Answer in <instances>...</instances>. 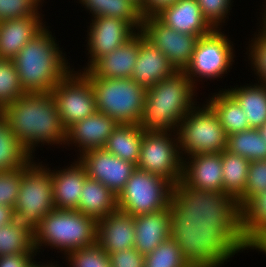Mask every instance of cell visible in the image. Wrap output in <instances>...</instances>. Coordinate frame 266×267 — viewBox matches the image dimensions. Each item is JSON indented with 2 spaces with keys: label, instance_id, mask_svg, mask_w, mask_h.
Instances as JSON below:
<instances>
[{
  "label": "cell",
  "instance_id": "1",
  "mask_svg": "<svg viewBox=\"0 0 266 267\" xmlns=\"http://www.w3.org/2000/svg\"><path fill=\"white\" fill-rule=\"evenodd\" d=\"M219 231L204 216H193L176 234L145 256L144 267H221Z\"/></svg>",
  "mask_w": 266,
  "mask_h": 267
},
{
  "label": "cell",
  "instance_id": "2",
  "mask_svg": "<svg viewBox=\"0 0 266 267\" xmlns=\"http://www.w3.org/2000/svg\"><path fill=\"white\" fill-rule=\"evenodd\" d=\"M0 114L33 158L40 145H65L66 129L51 92L26 93L7 105Z\"/></svg>",
  "mask_w": 266,
  "mask_h": 267
},
{
  "label": "cell",
  "instance_id": "3",
  "mask_svg": "<svg viewBox=\"0 0 266 267\" xmlns=\"http://www.w3.org/2000/svg\"><path fill=\"white\" fill-rule=\"evenodd\" d=\"M178 200L193 216L215 224L223 217L222 155L195 154L183 159Z\"/></svg>",
  "mask_w": 266,
  "mask_h": 267
},
{
  "label": "cell",
  "instance_id": "4",
  "mask_svg": "<svg viewBox=\"0 0 266 267\" xmlns=\"http://www.w3.org/2000/svg\"><path fill=\"white\" fill-rule=\"evenodd\" d=\"M49 27L45 26L12 59L26 93L51 92L73 69Z\"/></svg>",
  "mask_w": 266,
  "mask_h": 267
},
{
  "label": "cell",
  "instance_id": "5",
  "mask_svg": "<svg viewBox=\"0 0 266 267\" xmlns=\"http://www.w3.org/2000/svg\"><path fill=\"white\" fill-rule=\"evenodd\" d=\"M197 90L183 71L146 89L139 126L144 131H174L197 104ZM196 97V98H195Z\"/></svg>",
  "mask_w": 266,
  "mask_h": 267
},
{
  "label": "cell",
  "instance_id": "6",
  "mask_svg": "<svg viewBox=\"0 0 266 267\" xmlns=\"http://www.w3.org/2000/svg\"><path fill=\"white\" fill-rule=\"evenodd\" d=\"M33 233L37 255L44 246L57 253L63 251L65 257L70 251L97 243V220L77 210L55 209L43 217Z\"/></svg>",
  "mask_w": 266,
  "mask_h": 267
},
{
  "label": "cell",
  "instance_id": "7",
  "mask_svg": "<svg viewBox=\"0 0 266 267\" xmlns=\"http://www.w3.org/2000/svg\"><path fill=\"white\" fill-rule=\"evenodd\" d=\"M249 249L266 255V191L252 197L219 230V254L225 264Z\"/></svg>",
  "mask_w": 266,
  "mask_h": 267
},
{
  "label": "cell",
  "instance_id": "8",
  "mask_svg": "<svg viewBox=\"0 0 266 267\" xmlns=\"http://www.w3.org/2000/svg\"><path fill=\"white\" fill-rule=\"evenodd\" d=\"M32 158L22 167L19 194L14 205L17 220L34 231L56 208L53 202L52 170Z\"/></svg>",
  "mask_w": 266,
  "mask_h": 267
},
{
  "label": "cell",
  "instance_id": "9",
  "mask_svg": "<svg viewBox=\"0 0 266 267\" xmlns=\"http://www.w3.org/2000/svg\"><path fill=\"white\" fill-rule=\"evenodd\" d=\"M177 201V188L171 182L138 168L117 195L118 210L134 217L171 208Z\"/></svg>",
  "mask_w": 266,
  "mask_h": 267
},
{
  "label": "cell",
  "instance_id": "10",
  "mask_svg": "<svg viewBox=\"0 0 266 267\" xmlns=\"http://www.w3.org/2000/svg\"><path fill=\"white\" fill-rule=\"evenodd\" d=\"M93 87L97 111L118 124H137L142 117L146 88L131 78L88 77Z\"/></svg>",
  "mask_w": 266,
  "mask_h": 267
},
{
  "label": "cell",
  "instance_id": "11",
  "mask_svg": "<svg viewBox=\"0 0 266 267\" xmlns=\"http://www.w3.org/2000/svg\"><path fill=\"white\" fill-rule=\"evenodd\" d=\"M176 133L182 159L226 150L228 136L207 103L196 104L180 121Z\"/></svg>",
  "mask_w": 266,
  "mask_h": 267
},
{
  "label": "cell",
  "instance_id": "12",
  "mask_svg": "<svg viewBox=\"0 0 266 267\" xmlns=\"http://www.w3.org/2000/svg\"><path fill=\"white\" fill-rule=\"evenodd\" d=\"M221 30L213 29L209 34L199 37L192 59L183 71L197 90V82L223 78L235 63L233 42Z\"/></svg>",
  "mask_w": 266,
  "mask_h": 267
},
{
  "label": "cell",
  "instance_id": "13",
  "mask_svg": "<svg viewBox=\"0 0 266 267\" xmlns=\"http://www.w3.org/2000/svg\"><path fill=\"white\" fill-rule=\"evenodd\" d=\"M182 165L176 132L143 130L136 168L165 178L178 188L182 179Z\"/></svg>",
  "mask_w": 266,
  "mask_h": 267
},
{
  "label": "cell",
  "instance_id": "14",
  "mask_svg": "<svg viewBox=\"0 0 266 267\" xmlns=\"http://www.w3.org/2000/svg\"><path fill=\"white\" fill-rule=\"evenodd\" d=\"M193 215L178 200L171 208L134 217V248L143 256L176 234Z\"/></svg>",
  "mask_w": 266,
  "mask_h": 267
},
{
  "label": "cell",
  "instance_id": "15",
  "mask_svg": "<svg viewBox=\"0 0 266 267\" xmlns=\"http://www.w3.org/2000/svg\"><path fill=\"white\" fill-rule=\"evenodd\" d=\"M73 68L51 91L67 130L74 123L97 111L96 98L90 79Z\"/></svg>",
  "mask_w": 266,
  "mask_h": 267
},
{
  "label": "cell",
  "instance_id": "16",
  "mask_svg": "<svg viewBox=\"0 0 266 267\" xmlns=\"http://www.w3.org/2000/svg\"><path fill=\"white\" fill-rule=\"evenodd\" d=\"M140 32L166 56L177 71H184L189 65L199 39L198 35L180 33L165 26L155 16L142 18Z\"/></svg>",
  "mask_w": 266,
  "mask_h": 267
},
{
  "label": "cell",
  "instance_id": "17",
  "mask_svg": "<svg viewBox=\"0 0 266 267\" xmlns=\"http://www.w3.org/2000/svg\"><path fill=\"white\" fill-rule=\"evenodd\" d=\"M90 22L85 40L88 61L85 67L77 70L80 72L87 70L100 57L124 45L137 33L127 21L118 18L100 16L92 18Z\"/></svg>",
  "mask_w": 266,
  "mask_h": 267
},
{
  "label": "cell",
  "instance_id": "18",
  "mask_svg": "<svg viewBox=\"0 0 266 267\" xmlns=\"http://www.w3.org/2000/svg\"><path fill=\"white\" fill-rule=\"evenodd\" d=\"M87 176L99 181L118 195L131 177L136 165L114 156L104 148L91 149L78 157Z\"/></svg>",
  "mask_w": 266,
  "mask_h": 267
},
{
  "label": "cell",
  "instance_id": "19",
  "mask_svg": "<svg viewBox=\"0 0 266 267\" xmlns=\"http://www.w3.org/2000/svg\"><path fill=\"white\" fill-rule=\"evenodd\" d=\"M118 123L111 117L96 111L87 118L74 123L66 130V146H75L77 158L91 149L103 148Z\"/></svg>",
  "mask_w": 266,
  "mask_h": 267
},
{
  "label": "cell",
  "instance_id": "20",
  "mask_svg": "<svg viewBox=\"0 0 266 267\" xmlns=\"http://www.w3.org/2000/svg\"><path fill=\"white\" fill-rule=\"evenodd\" d=\"M139 54V32L124 45L97 59L87 70V77L131 78Z\"/></svg>",
  "mask_w": 266,
  "mask_h": 267
},
{
  "label": "cell",
  "instance_id": "21",
  "mask_svg": "<svg viewBox=\"0 0 266 267\" xmlns=\"http://www.w3.org/2000/svg\"><path fill=\"white\" fill-rule=\"evenodd\" d=\"M176 72L166 56L139 31V54L131 79L147 89Z\"/></svg>",
  "mask_w": 266,
  "mask_h": 267
},
{
  "label": "cell",
  "instance_id": "22",
  "mask_svg": "<svg viewBox=\"0 0 266 267\" xmlns=\"http://www.w3.org/2000/svg\"><path fill=\"white\" fill-rule=\"evenodd\" d=\"M154 16L165 26L184 34L200 37L213 30L204 19L197 0H178Z\"/></svg>",
  "mask_w": 266,
  "mask_h": 267
},
{
  "label": "cell",
  "instance_id": "23",
  "mask_svg": "<svg viewBox=\"0 0 266 267\" xmlns=\"http://www.w3.org/2000/svg\"><path fill=\"white\" fill-rule=\"evenodd\" d=\"M71 163L70 166L68 164L59 170H52L53 202L56 209H78L87 171L78 158Z\"/></svg>",
  "mask_w": 266,
  "mask_h": 267
},
{
  "label": "cell",
  "instance_id": "24",
  "mask_svg": "<svg viewBox=\"0 0 266 267\" xmlns=\"http://www.w3.org/2000/svg\"><path fill=\"white\" fill-rule=\"evenodd\" d=\"M134 239V216L116 210L97 220V243L107 254L133 248Z\"/></svg>",
  "mask_w": 266,
  "mask_h": 267
},
{
  "label": "cell",
  "instance_id": "25",
  "mask_svg": "<svg viewBox=\"0 0 266 267\" xmlns=\"http://www.w3.org/2000/svg\"><path fill=\"white\" fill-rule=\"evenodd\" d=\"M43 16L0 21V59L12 60L45 26Z\"/></svg>",
  "mask_w": 266,
  "mask_h": 267
},
{
  "label": "cell",
  "instance_id": "26",
  "mask_svg": "<svg viewBox=\"0 0 266 267\" xmlns=\"http://www.w3.org/2000/svg\"><path fill=\"white\" fill-rule=\"evenodd\" d=\"M223 216L244 196L250 161L223 150Z\"/></svg>",
  "mask_w": 266,
  "mask_h": 267
},
{
  "label": "cell",
  "instance_id": "27",
  "mask_svg": "<svg viewBox=\"0 0 266 267\" xmlns=\"http://www.w3.org/2000/svg\"><path fill=\"white\" fill-rule=\"evenodd\" d=\"M77 211L95 220L106 218L118 210L117 195L97 180L85 179Z\"/></svg>",
  "mask_w": 266,
  "mask_h": 267
},
{
  "label": "cell",
  "instance_id": "28",
  "mask_svg": "<svg viewBox=\"0 0 266 267\" xmlns=\"http://www.w3.org/2000/svg\"><path fill=\"white\" fill-rule=\"evenodd\" d=\"M211 95L205 98V103L218 116L227 136L251 129L245 111L225 89H219Z\"/></svg>",
  "mask_w": 266,
  "mask_h": 267
},
{
  "label": "cell",
  "instance_id": "29",
  "mask_svg": "<svg viewBox=\"0 0 266 267\" xmlns=\"http://www.w3.org/2000/svg\"><path fill=\"white\" fill-rule=\"evenodd\" d=\"M247 115L250 128L259 129L266 122V85L252 83L225 89Z\"/></svg>",
  "mask_w": 266,
  "mask_h": 267
},
{
  "label": "cell",
  "instance_id": "30",
  "mask_svg": "<svg viewBox=\"0 0 266 267\" xmlns=\"http://www.w3.org/2000/svg\"><path fill=\"white\" fill-rule=\"evenodd\" d=\"M143 129L137 124H118L103 147L114 156L137 165Z\"/></svg>",
  "mask_w": 266,
  "mask_h": 267
},
{
  "label": "cell",
  "instance_id": "31",
  "mask_svg": "<svg viewBox=\"0 0 266 267\" xmlns=\"http://www.w3.org/2000/svg\"><path fill=\"white\" fill-rule=\"evenodd\" d=\"M91 17H111L127 21L137 32L142 29V14L129 0H78Z\"/></svg>",
  "mask_w": 266,
  "mask_h": 267
},
{
  "label": "cell",
  "instance_id": "32",
  "mask_svg": "<svg viewBox=\"0 0 266 267\" xmlns=\"http://www.w3.org/2000/svg\"><path fill=\"white\" fill-rule=\"evenodd\" d=\"M20 253H36L34 233L28 226L14 219L0 226V257Z\"/></svg>",
  "mask_w": 266,
  "mask_h": 267
},
{
  "label": "cell",
  "instance_id": "33",
  "mask_svg": "<svg viewBox=\"0 0 266 267\" xmlns=\"http://www.w3.org/2000/svg\"><path fill=\"white\" fill-rule=\"evenodd\" d=\"M32 158L0 114V171H12L24 167Z\"/></svg>",
  "mask_w": 266,
  "mask_h": 267
},
{
  "label": "cell",
  "instance_id": "34",
  "mask_svg": "<svg viewBox=\"0 0 266 267\" xmlns=\"http://www.w3.org/2000/svg\"><path fill=\"white\" fill-rule=\"evenodd\" d=\"M226 151L251 161L266 160V142L258 129L231 134L227 138Z\"/></svg>",
  "mask_w": 266,
  "mask_h": 267
},
{
  "label": "cell",
  "instance_id": "35",
  "mask_svg": "<svg viewBox=\"0 0 266 267\" xmlns=\"http://www.w3.org/2000/svg\"><path fill=\"white\" fill-rule=\"evenodd\" d=\"M266 191V160L251 161L244 196L216 223L218 231L254 196Z\"/></svg>",
  "mask_w": 266,
  "mask_h": 267
},
{
  "label": "cell",
  "instance_id": "36",
  "mask_svg": "<svg viewBox=\"0 0 266 267\" xmlns=\"http://www.w3.org/2000/svg\"><path fill=\"white\" fill-rule=\"evenodd\" d=\"M24 94L13 60L0 59V112Z\"/></svg>",
  "mask_w": 266,
  "mask_h": 267
},
{
  "label": "cell",
  "instance_id": "37",
  "mask_svg": "<svg viewBox=\"0 0 266 267\" xmlns=\"http://www.w3.org/2000/svg\"><path fill=\"white\" fill-rule=\"evenodd\" d=\"M259 27L258 32H255L253 38L247 46V52L245 53L248 57V64L251 65V70L254 71L253 74L256 75L257 83L266 85V27ZM259 79H258V78Z\"/></svg>",
  "mask_w": 266,
  "mask_h": 267
},
{
  "label": "cell",
  "instance_id": "38",
  "mask_svg": "<svg viewBox=\"0 0 266 267\" xmlns=\"http://www.w3.org/2000/svg\"><path fill=\"white\" fill-rule=\"evenodd\" d=\"M63 258L68 267H112L108 254L98 243L70 251Z\"/></svg>",
  "mask_w": 266,
  "mask_h": 267
},
{
  "label": "cell",
  "instance_id": "39",
  "mask_svg": "<svg viewBox=\"0 0 266 267\" xmlns=\"http://www.w3.org/2000/svg\"><path fill=\"white\" fill-rule=\"evenodd\" d=\"M197 2L204 19L213 29L223 28L234 6L233 0H197Z\"/></svg>",
  "mask_w": 266,
  "mask_h": 267
},
{
  "label": "cell",
  "instance_id": "40",
  "mask_svg": "<svg viewBox=\"0 0 266 267\" xmlns=\"http://www.w3.org/2000/svg\"><path fill=\"white\" fill-rule=\"evenodd\" d=\"M41 12V7L34 0H0V21L26 16H45Z\"/></svg>",
  "mask_w": 266,
  "mask_h": 267
},
{
  "label": "cell",
  "instance_id": "41",
  "mask_svg": "<svg viewBox=\"0 0 266 267\" xmlns=\"http://www.w3.org/2000/svg\"><path fill=\"white\" fill-rule=\"evenodd\" d=\"M21 179L22 167L12 171H0V206L14 208Z\"/></svg>",
  "mask_w": 266,
  "mask_h": 267
},
{
  "label": "cell",
  "instance_id": "42",
  "mask_svg": "<svg viewBox=\"0 0 266 267\" xmlns=\"http://www.w3.org/2000/svg\"><path fill=\"white\" fill-rule=\"evenodd\" d=\"M112 267H144L145 256L134 247L108 254Z\"/></svg>",
  "mask_w": 266,
  "mask_h": 267
},
{
  "label": "cell",
  "instance_id": "43",
  "mask_svg": "<svg viewBox=\"0 0 266 267\" xmlns=\"http://www.w3.org/2000/svg\"><path fill=\"white\" fill-rule=\"evenodd\" d=\"M37 253H20L0 257V267H26Z\"/></svg>",
  "mask_w": 266,
  "mask_h": 267
},
{
  "label": "cell",
  "instance_id": "44",
  "mask_svg": "<svg viewBox=\"0 0 266 267\" xmlns=\"http://www.w3.org/2000/svg\"><path fill=\"white\" fill-rule=\"evenodd\" d=\"M178 0H146L145 6L140 10L143 17L154 16L162 8L167 7Z\"/></svg>",
  "mask_w": 266,
  "mask_h": 267
},
{
  "label": "cell",
  "instance_id": "45",
  "mask_svg": "<svg viewBox=\"0 0 266 267\" xmlns=\"http://www.w3.org/2000/svg\"><path fill=\"white\" fill-rule=\"evenodd\" d=\"M15 218L14 208L9 206H0V226L11 223Z\"/></svg>",
  "mask_w": 266,
  "mask_h": 267
},
{
  "label": "cell",
  "instance_id": "46",
  "mask_svg": "<svg viewBox=\"0 0 266 267\" xmlns=\"http://www.w3.org/2000/svg\"><path fill=\"white\" fill-rule=\"evenodd\" d=\"M264 1V4H262V6L263 7H261V8H263V9H261V12H260V15L259 16H261V17H259L260 18V26H263V27H266V0H263ZM263 10V11H262Z\"/></svg>",
  "mask_w": 266,
  "mask_h": 267
},
{
  "label": "cell",
  "instance_id": "47",
  "mask_svg": "<svg viewBox=\"0 0 266 267\" xmlns=\"http://www.w3.org/2000/svg\"><path fill=\"white\" fill-rule=\"evenodd\" d=\"M131 3H133L139 10H141L146 3V0H129Z\"/></svg>",
  "mask_w": 266,
  "mask_h": 267
},
{
  "label": "cell",
  "instance_id": "48",
  "mask_svg": "<svg viewBox=\"0 0 266 267\" xmlns=\"http://www.w3.org/2000/svg\"><path fill=\"white\" fill-rule=\"evenodd\" d=\"M34 259H37V258H33L29 263H28V265L26 266V267H42V261L40 262H38V261H36V260H34Z\"/></svg>",
  "mask_w": 266,
  "mask_h": 267
},
{
  "label": "cell",
  "instance_id": "49",
  "mask_svg": "<svg viewBox=\"0 0 266 267\" xmlns=\"http://www.w3.org/2000/svg\"><path fill=\"white\" fill-rule=\"evenodd\" d=\"M258 130L260 131L263 140L266 142V122Z\"/></svg>",
  "mask_w": 266,
  "mask_h": 267
},
{
  "label": "cell",
  "instance_id": "50",
  "mask_svg": "<svg viewBox=\"0 0 266 267\" xmlns=\"http://www.w3.org/2000/svg\"><path fill=\"white\" fill-rule=\"evenodd\" d=\"M55 262H52L50 263V260L46 262V264L44 262H42V267H61L57 264V261H56V264H54Z\"/></svg>",
  "mask_w": 266,
  "mask_h": 267
},
{
  "label": "cell",
  "instance_id": "51",
  "mask_svg": "<svg viewBox=\"0 0 266 267\" xmlns=\"http://www.w3.org/2000/svg\"><path fill=\"white\" fill-rule=\"evenodd\" d=\"M41 8H42V4H44V0H34Z\"/></svg>",
  "mask_w": 266,
  "mask_h": 267
}]
</instances>
